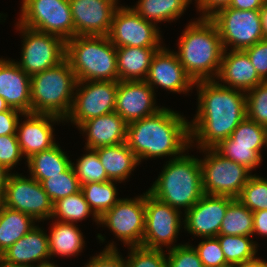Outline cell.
I'll list each match as a JSON object with an SVG mask.
<instances>
[{"mask_svg":"<svg viewBox=\"0 0 267 267\" xmlns=\"http://www.w3.org/2000/svg\"><path fill=\"white\" fill-rule=\"evenodd\" d=\"M194 85L198 88V107L189 122L190 145L195 140L199 149L214 148L229 138L246 117V93L216 80L197 81Z\"/></svg>","mask_w":267,"mask_h":267,"instance_id":"obj_1","label":"cell"},{"mask_svg":"<svg viewBox=\"0 0 267 267\" xmlns=\"http://www.w3.org/2000/svg\"><path fill=\"white\" fill-rule=\"evenodd\" d=\"M126 144L139 163L146 158L180 157L190 148L189 122L162 107L153 115L127 124Z\"/></svg>","mask_w":267,"mask_h":267,"instance_id":"obj_2","label":"cell"},{"mask_svg":"<svg viewBox=\"0 0 267 267\" xmlns=\"http://www.w3.org/2000/svg\"><path fill=\"white\" fill-rule=\"evenodd\" d=\"M178 44L179 62L194 83L217 78L224 47L216 25L209 18L189 22Z\"/></svg>","mask_w":267,"mask_h":267,"instance_id":"obj_3","label":"cell"},{"mask_svg":"<svg viewBox=\"0 0 267 267\" xmlns=\"http://www.w3.org/2000/svg\"><path fill=\"white\" fill-rule=\"evenodd\" d=\"M167 162L148 192L175 209L183 207L186 212L204 195L200 160L182 154Z\"/></svg>","mask_w":267,"mask_h":267,"instance_id":"obj_4","label":"cell"},{"mask_svg":"<svg viewBox=\"0 0 267 267\" xmlns=\"http://www.w3.org/2000/svg\"><path fill=\"white\" fill-rule=\"evenodd\" d=\"M65 59L78 81H119L116 46L108 36L68 39Z\"/></svg>","mask_w":267,"mask_h":267,"instance_id":"obj_5","label":"cell"},{"mask_svg":"<svg viewBox=\"0 0 267 267\" xmlns=\"http://www.w3.org/2000/svg\"><path fill=\"white\" fill-rule=\"evenodd\" d=\"M77 82L66 59L31 76V113L52 114L65 120L72 108Z\"/></svg>","mask_w":267,"mask_h":267,"instance_id":"obj_6","label":"cell"},{"mask_svg":"<svg viewBox=\"0 0 267 267\" xmlns=\"http://www.w3.org/2000/svg\"><path fill=\"white\" fill-rule=\"evenodd\" d=\"M206 157L200 160L204 194L238 198L252 176L250 170L223 157L214 148L201 149Z\"/></svg>","mask_w":267,"mask_h":267,"instance_id":"obj_7","label":"cell"},{"mask_svg":"<svg viewBox=\"0 0 267 267\" xmlns=\"http://www.w3.org/2000/svg\"><path fill=\"white\" fill-rule=\"evenodd\" d=\"M19 24L65 41L75 37L69 0H22Z\"/></svg>","mask_w":267,"mask_h":267,"instance_id":"obj_8","label":"cell"},{"mask_svg":"<svg viewBox=\"0 0 267 267\" xmlns=\"http://www.w3.org/2000/svg\"><path fill=\"white\" fill-rule=\"evenodd\" d=\"M217 27L224 50H244L263 40L260 10L225 7L209 18Z\"/></svg>","mask_w":267,"mask_h":267,"instance_id":"obj_9","label":"cell"},{"mask_svg":"<svg viewBox=\"0 0 267 267\" xmlns=\"http://www.w3.org/2000/svg\"><path fill=\"white\" fill-rule=\"evenodd\" d=\"M23 36L19 67L30 77L57 66L66 55V41L54 34L40 32L17 23Z\"/></svg>","mask_w":267,"mask_h":267,"instance_id":"obj_10","label":"cell"},{"mask_svg":"<svg viewBox=\"0 0 267 267\" xmlns=\"http://www.w3.org/2000/svg\"><path fill=\"white\" fill-rule=\"evenodd\" d=\"M117 89L118 81H78L65 121L70 120L78 127L92 118L114 112Z\"/></svg>","mask_w":267,"mask_h":267,"instance_id":"obj_11","label":"cell"},{"mask_svg":"<svg viewBox=\"0 0 267 267\" xmlns=\"http://www.w3.org/2000/svg\"><path fill=\"white\" fill-rule=\"evenodd\" d=\"M182 212L145 192V232L142 247L162 250L163 246L170 249L181 229L180 214ZM172 245V246H171Z\"/></svg>","mask_w":267,"mask_h":267,"instance_id":"obj_12","label":"cell"},{"mask_svg":"<svg viewBox=\"0 0 267 267\" xmlns=\"http://www.w3.org/2000/svg\"><path fill=\"white\" fill-rule=\"evenodd\" d=\"M125 245L141 246L145 232V193L133 199H120L100 218Z\"/></svg>","mask_w":267,"mask_h":267,"instance_id":"obj_13","label":"cell"},{"mask_svg":"<svg viewBox=\"0 0 267 267\" xmlns=\"http://www.w3.org/2000/svg\"><path fill=\"white\" fill-rule=\"evenodd\" d=\"M157 24L146 21L132 7L116 9L108 38L116 47H163Z\"/></svg>","mask_w":267,"mask_h":267,"instance_id":"obj_14","label":"cell"},{"mask_svg":"<svg viewBox=\"0 0 267 267\" xmlns=\"http://www.w3.org/2000/svg\"><path fill=\"white\" fill-rule=\"evenodd\" d=\"M4 199L6 207L19 210L35 221L51 219L53 203L41 183L31 176L26 178L20 174L10 173Z\"/></svg>","mask_w":267,"mask_h":267,"instance_id":"obj_15","label":"cell"},{"mask_svg":"<svg viewBox=\"0 0 267 267\" xmlns=\"http://www.w3.org/2000/svg\"><path fill=\"white\" fill-rule=\"evenodd\" d=\"M69 4L75 36H108L118 0H69Z\"/></svg>","mask_w":267,"mask_h":267,"instance_id":"obj_16","label":"cell"},{"mask_svg":"<svg viewBox=\"0 0 267 267\" xmlns=\"http://www.w3.org/2000/svg\"><path fill=\"white\" fill-rule=\"evenodd\" d=\"M233 199L229 196L204 194L184 213V228L194 236L216 237L219 235L227 207Z\"/></svg>","mask_w":267,"mask_h":267,"instance_id":"obj_17","label":"cell"},{"mask_svg":"<svg viewBox=\"0 0 267 267\" xmlns=\"http://www.w3.org/2000/svg\"><path fill=\"white\" fill-rule=\"evenodd\" d=\"M154 90L145 80L118 81L115 109L127 124L158 112Z\"/></svg>","mask_w":267,"mask_h":267,"instance_id":"obj_18","label":"cell"},{"mask_svg":"<svg viewBox=\"0 0 267 267\" xmlns=\"http://www.w3.org/2000/svg\"><path fill=\"white\" fill-rule=\"evenodd\" d=\"M145 81L153 90L157 85L164 90L183 94L188 93L194 86V81L185 72L176 52L165 47L153 55Z\"/></svg>","mask_w":267,"mask_h":267,"instance_id":"obj_19","label":"cell"},{"mask_svg":"<svg viewBox=\"0 0 267 267\" xmlns=\"http://www.w3.org/2000/svg\"><path fill=\"white\" fill-rule=\"evenodd\" d=\"M24 117L26 120L22 123L18 121L16 136L21 153L26 159L56 145L51 123H58L64 119L41 113H25Z\"/></svg>","mask_w":267,"mask_h":267,"instance_id":"obj_20","label":"cell"},{"mask_svg":"<svg viewBox=\"0 0 267 267\" xmlns=\"http://www.w3.org/2000/svg\"><path fill=\"white\" fill-rule=\"evenodd\" d=\"M31 77L13 60L0 58V96L10 108L31 113Z\"/></svg>","mask_w":267,"mask_h":267,"instance_id":"obj_21","label":"cell"},{"mask_svg":"<svg viewBox=\"0 0 267 267\" xmlns=\"http://www.w3.org/2000/svg\"><path fill=\"white\" fill-rule=\"evenodd\" d=\"M216 79L228 84L222 86L245 93L263 82L244 50H224Z\"/></svg>","mask_w":267,"mask_h":267,"instance_id":"obj_22","label":"cell"},{"mask_svg":"<svg viewBox=\"0 0 267 267\" xmlns=\"http://www.w3.org/2000/svg\"><path fill=\"white\" fill-rule=\"evenodd\" d=\"M48 258H50L48 234L38 225L0 255V259L6 263L33 265L37 262L38 267L53 264L47 261Z\"/></svg>","mask_w":267,"mask_h":267,"instance_id":"obj_23","label":"cell"},{"mask_svg":"<svg viewBox=\"0 0 267 267\" xmlns=\"http://www.w3.org/2000/svg\"><path fill=\"white\" fill-rule=\"evenodd\" d=\"M77 128L86 133V148L97 149L126 142L127 123L116 112L92 118Z\"/></svg>","mask_w":267,"mask_h":267,"instance_id":"obj_24","label":"cell"},{"mask_svg":"<svg viewBox=\"0 0 267 267\" xmlns=\"http://www.w3.org/2000/svg\"><path fill=\"white\" fill-rule=\"evenodd\" d=\"M162 47H116L119 81L145 80L153 55Z\"/></svg>","mask_w":267,"mask_h":267,"instance_id":"obj_25","label":"cell"},{"mask_svg":"<svg viewBox=\"0 0 267 267\" xmlns=\"http://www.w3.org/2000/svg\"><path fill=\"white\" fill-rule=\"evenodd\" d=\"M110 180L125 181L139 161L129 146L124 143L95 149Z\"/></svg>","mask_w":267,"mask_h":267,"instance_id":"obj_26","label":"cell"},{"mask_svg":"<svg viewBox=\"0 0 267 267\" xmlns=\"http://www.w3.org/2000/svg\"><path fill=\"white\" fill-rule=\"evenodd\" d=\"M50 230V235H48L50 257L53 255L71 257L82 252L85 241L81 230L74 223L55 220Z\"/></svg>","mask_w":267,"mask_h":267,"instance_id":"obj_27","label":"cell"},{"mask_svg":"<svg viewBox=\"0 0 267 267\" xmlns=\"http://www.w3.org/2000/svg\"><path fill=\"white\" fill-rule=\"evenodd\" d=\"M26 162L30 176L39 182L51 176L60 175L72 164L68 155L57 144L32 155Z\"/></svg>","mask_w":267,"mask_h":267,"instance_id":"obj_28","label":"cell"},{"mask_svg":"<svg viewBox=\"0 0 267 267\" xmlns=\"http://www.w3.org/2000/svg\"><path fill=\"white\" fill-rule=\"evenodd\" d=\"M190 3V0H139L132 8L146 21L156 24L175 21Z\"/></svg>","mask_w":267,"mask_h":267,"instance_id":"obj_29","label":"cell"},{"mask_svg":"<svg viewBox=\"0 0 267 267\" xmlns=\"http://www.w3.org/2000/svg\"><path fill=\"white\" fill-rule=\"evenodd\" d=\"M35 220L19 210L6 207L0 220V255L28 233Z\"/></svg>","mask_w":267,"mask_h":267,"instance_id":"obj_30","label":"cell"},{"mask_svg":"<svg viewBox=\"0 0 267 267\" xmlns=\"http://www.w3.org/2000/svg\"><path fill=\"white\" fill-rule=\"evenodd\" d=\"M267 128L245 117L229 138L221 141L216 147H242L261 151L266 147Z\"/></svg>","mask_w":267,"mask_h":267,"instance_id":"obj_31","label":"cell"},{"mask_svg":"<svg viewBox=\"0 0 267 267\" xmlns=\"http://www.w3.org/2000/svg\"><path fill=\"white\" fill-rule=\"evenodd\" d=\"M224 253L227 264L240 265L257 259V244L250 236L223 235L216 236Z\"/></svg>","mask_w":267,"mask_h":267,"instance_id":"obj_32","label":"cell"},{"mask_svg":"<svg viewBox=\"0 0 267 267\" xmlns=\"http://www.w3.org/2000/svg\"><path fill=\"white\" fill-rule=\"evenodd\" d=\"M114 180L107 182L86 183L81 185V191L94 214L100 218L119 200Z\"/></svg>","mask_w":267,"mask_h":267,"instance_id":"obj_33","label":"cell"},{"mask_svg":"<svg viewBox=\"0 0 267 267\" xmlns=\"http://www.w3.org/2000/svg\"><path fill=\"white\" fill-rule=\"evenodd\" d=\"M253 212L234 198L227 207L219 230L223 235L252 236Z\"/></svg>","mask_w":267,"mask_h":267,"instance_id":"obj_34","label":"cell"},{"mask_svg":"<svg viewBox=\"0 0 267 267\" xmlns=\"http://www.w3.org/2000/svg\"><path fill=\"white\" fill-rule=\"evenodd\" d=\"M99 223V218L91 210L89 204L85 200L82 191L76 194L66 196L53 203V213L51 218H58L59 222L76 223L82 221L89 215Z\"/></svg>","mask_w":267,"mask_h":267,"instance_id":"obj_35","label":"cell"},{"mask_svg":"<svg viewBox=\"0 0 267 267\" xmlns=\"http://www.w3.org/2000/svg\"><path fill=\"white\" fill-rule=\"evenodd\" d=\"M40 183L52 203L81 191V184L72 164L60 175L51 176Z\"/></svg>","mask_w":267,"mask_h":267,"instance_id":"obj_36","label":"cell"},{"mask_svg":"<svg viewBox=\"0 0 267 267\" xmlns=\"http://www.w3.org/2000/svg\"><path fill=\"white\" fill-rule=\"evenodd\" d=\"M84 149L87 150V153L77 159L76 165L72 163L80 184L110 181L96 150L90 148Z\"/></svg>","mask_w":267,"mask_h":267,"instance_id":"obj_37","label":"cell"},{"mask_svg":"<svg viewBox=\"0 0 267 267\" xmlns=\"http://www.w3.org/2000/svg\"><path fill=\"white\" fill-rule=\"evenodd\" d=\"M238 200L252 212L267 210V179L252 175Z\"/></svg>","mask_w":267,"mask_h":267,"instance_id":"obj_38","label":"cell"},{"mask_svg":"<svg viewBox=\"0 0 267 267\" xmlns=\"http://www.w3.org/2000/svg\"><path fill=\"white\" fill-rule=\"evenodd\" d=\"M246 93V117L267 128V81Z\"/></svg>","mask_w":267,"mask_h":267,"instance_id":"obj_39","label":"cell"},{"mask_svg":"<svg viewBox=\"0 0 267 267\" xmlns=\"http://www.w3.org/2000/svg\"><path fill=\"white\" fill-rule=\"evenodd\" d=\"M126 267H168L167 258L162 250L148 249L142 246L129 247Z\"/></svg>","mask_w":267,"mask_h":267,"instance_id":"obj_40","label":"cell"},{"mask_svg":"<svg viewBox=\"0 0 267 267\" xmlns=\"http://www.w3.org/2000/svg\"><path fill=\"white\" fill-rule=\"evenodd\" d=\"M195 247L204 267H223L228 265L221 249L220 243L216 237L203 238Z\"/></svg>","mask_w":267,"mask_h":267,"instance_id":"obj_41","label":"cell"},{"mask_svg":"<svg viewBox=\"0 0 267 267\" xmlns=\"http://www.w3.org/2000/svg\"><path fill=\"white\" fill-rule=\"evenodd\" d=\"M223 157L232 160L250 171L258 167L262 161L261 151L242 147H214Z\"/></svg>","mask_w":267,"mask_h":267,"instance_id":"obj_42","label":"cell"},{"mask_svg":"<svg viewBox=\"0 0 267 267\" xmlns=\"http://www.w3.org/2000/svg\"><path fill=\"white\" fill-rule=\"evenodd\" d=\"M166 256L168 267H204L195 247L181 244L168 250Z\"/></svg>","mask_w":267,"mask_h":267,"instance_id":"obj_43","label":"cell"},{"mask_svg":"<svg viewBox=\"0 0 267 267\" xmlns=\"http://www.w3.org/2000/svg\"><path fill=\"white\" fill-rule=\"evenodd\" d=\"M23 157L16 135L0 136V164L7 170H12L14 165Z\"/></svg>","mask_w":267,"mask_h":267,"instance_id":"obj_44","label":"cell"},{"mask_svg":"<svg viewBox=\"0 0 267 267\" xmlns=\"http://www.w3.org/2000/svg\"><path fill=\"white\" fill-rule=\"evenodd\" d=\"M244 51L249 56L259 77L263 81H267V40H260L253 46L245 48Z\"/></svg>","mask_w":267,"mask_h":267,"instance_id":"obj_45","label":"cell"},{"mask_svg":"<svg viewBox=\"0 0 267 267\" xmlns=\"http://www.w3.org/2000/svg\"><path fill=\"white\" fill-rule=\"evenodd\" d=\"M121 256L112 242L99 255L91 257L85 267H126Z\"/></svg>","mask_w":267,"mask_h":267,"instance_id":"obj_46","label":"cell"},{"mask_svg":"<svg viewBox=\"0 0 267 267\" xmlns=\"http://www.w3.org/2000/svg\"><path fill=\"white\" fill-rule=\"evenodd\" d=\"M20 115L24 114L13 108L0 113V136L16 135Z\"/></svg>","mask_w":267,"mask_h":267,"instance_id":"obj_47","label":"cell"},{"mask_svg":"<svg viewBox=\"0 0 267 267\" xmlns=\"http://www.w3.org/2000/svg\"><path fill=\"white\" fill-rule=\"evenodd\" d=\"M230 2L231 0H200L196 7L202 12L200 18H210L220 9L228 7Z\"/></svg>","mask_w":267,"mask_h":267,"instance_id":"obj_48","label":"cell"},{"mask_svg":"<svg viewBox=\"0 0 267 267\" xmlns=\"http://www.w3.org/2000/svg\"><path fill=\"white\" fill-rule=\"evenodd\" d=\"M267 237V210L253 212V234Z\"/></svg>","mask_w":267,"mask_h":267,"instance_id":"obj_49","label":"cell"},{"mask_svg":"<svg viewBox=\"0 0 267 267\" xmlns=\"http://www.w3.org/2000/svg\"><path fill=\"white\" fill-rule=\"evenodd\" d=\"M263 4V0H231L228 7L238 10H260Z\"/></svg>","mask_w":267,"mask_h":267,"instance_id":"obj_50","label":"cell"},{"mask_svg":"<svg viewBox=\"0 0 267 267\" xmlns=\"http://www.w3.org/2000/svg\"><path fill=\"white\" fill-rule=\"evenodd\" d=\"M3 165L0 164V196H4L6 184L10 173Z\"/></svg>","mask_w":267,"mask_h":267,"instance_id":"obj_51","label":"cell"},{"mask_svg":"<svg viewBox=\"0 0 267 267\" xmlns=\"http://www.w3.org/2000/svg\"><path fill=\"white\" fill-rule=\"evenodd\" d=\"M261 24L263 30L264 39L267 40V1L264 2L262 8L260 9Z\"/></svg>","mask_w":267,"mask_h":267,"instance_id":"obj_52","label":"cell"},{"mask_svg":"<svg viewBox=\"0 0 267 267\" xmlns=\"http://www.w3.org/2000/svg\"><path fill=\"white\" fill-rule=\"evenodd\" d=\"M237 267H267V261L257 258L254 261L237 265Z\"/></svg>","mask_w":267,"mask_h":267,"instance_id":"obj_53","label":"cell"},{"mask_svg":"<svg viewBox=\"0 0 267 267\" xmlns=\"http://www.w3.org/2000/svg\"><path fill=\"white\" fill-rule=\"evenodd\" d=\"M0 267H38L37 265H27V264H10V263H6L3 262L0 259Z\"/></svg>","mask_w":267,"mask_h":267,"instance_id":"obj_54","label":"cell"},{"mask_svg":"<svg viewBox=\"0 0 267 267\" xmlns=\"http://www.w3.org/2000/svg\"><path fill=\"white\" fill-rule=\"evenodd\" d=\"M10 107L7 105L5 100L0 96V113L7 111Z\"/></svg>","mask_w":267,"mask_h":267,"instance_id":"obj_55","label":"cell"},{"mask_svg":"<svg viewBox=\"0 0 267 267\" xmlns=\"http://www.w3.org/2000/svg\"><path fill=\"white\" fill-rule=\"evenodd\" d=\"M6 208L4 196H0V220L4 209Z\"/></svg>","mask_w":267,"mask_h":267,"instance_id":"obj_56","label":"cell"},{"mask_svg":"<svg viewBox=\"0 0 267 267\" xmlns=\"http://www.w3.org/2000/svg\"><path fill=\"white\" fill-rule=\"evenodd\" d=\"M41 267H58V266H56V265H54V264H50V265L41 266Z\"/></svg>","mask_w":267,"mask_h":267,"instance_id":"obj_57","label":"cell"},{"mask_svg":"<svg viewBox=\"0 0 267 267\" xmlns=\"http://www.w3.org/2000/svg\"><path fill=\"white\" fill-rule=\"evenodd\" d=\"M223 267H237V265H230V264H228V265L223 266Z\"/></svg>","mask_w":267,"mask_h":267,"instance_id":"obj_58","label":"cell"}]
</instances>
